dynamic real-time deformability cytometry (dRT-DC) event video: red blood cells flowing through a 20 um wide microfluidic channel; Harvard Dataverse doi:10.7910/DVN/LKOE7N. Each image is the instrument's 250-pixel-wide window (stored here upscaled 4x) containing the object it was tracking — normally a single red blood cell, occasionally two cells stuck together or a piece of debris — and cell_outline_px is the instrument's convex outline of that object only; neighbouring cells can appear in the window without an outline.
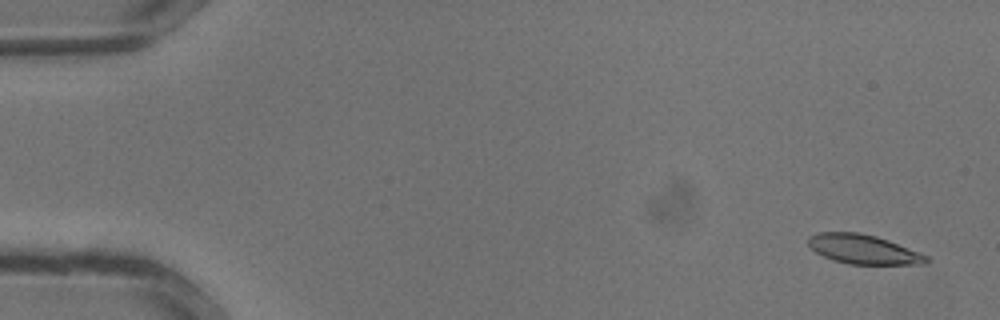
{"species": "common noctule bat (a hibernating species)", "species_latin": "Nyctalus noctula", "temperature_condition": "warm", "stored_images_in_passage": 35, "camera_frame_rate_fps": 3000, "um_per_image_px": 0.085, "animal": {"sex": "male", "body_mass_g": 13.3}, "frame": {"image": 1, "passage_image": 2, "time_ms": 0.333, "image_size_px": [1000, 320], "cell_outline_px": [[928, 260], [924, 264], [848, 264], [832, 260], [816, 252], [808, 244], [808, 236], [816, 232], [860, 232], [876, 236], [888, 240], [920, 252], [928, 256]], "centroid_in_image_um": [73.36, 21.18], "position_along_channel_um": 11.6, "area_um2": 20.23}}
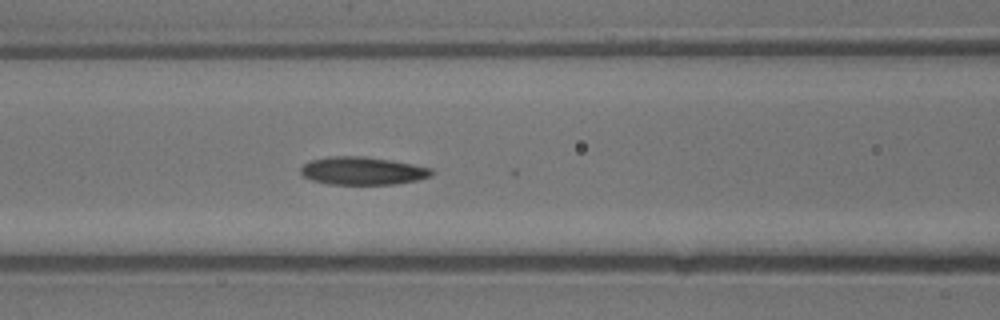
{"frame": {"image": 2, "passage_image": 15, "time_ms": 4.667, "image_size_px": [1000, 320], "cell_outline_px": [[432, 176], [416, 180], [396, 184], [328, 184], [312, 180], [304, 176], [300, 172], [300, 168], [308, 160], [328, 156], [364, 156], [392, 160], [432, 168]], "centroid_in_image_um": [30.79, 14.51], "position_along_channel_um": 135.8, "area_um2": 21.39}}
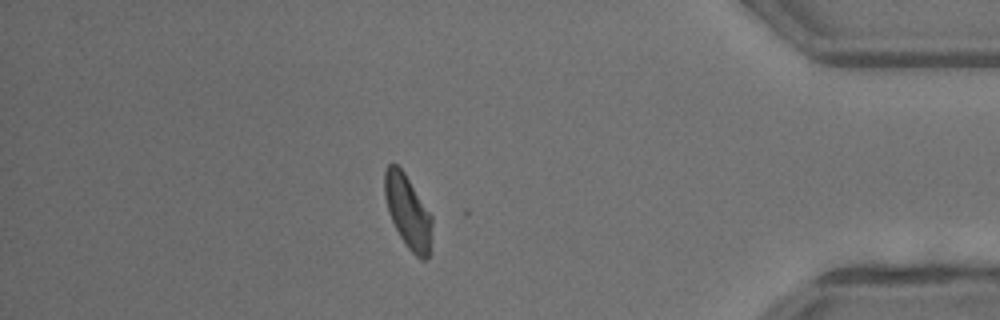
{"frame": {"image": 3, "passage_image": 30, "time_ms": 9.667, "image_size_px": [1000, 320], "cell_outline_px": [[432, 236], [428, 260], [420, 260], [408, 248], [400, 236], [388, 212], [384, 196], [384, 172], [388, 164], [396, 164], [404, 172], [432, 216]], "centroid_in_image_um": [34.68, 18.02], "position_along_channel_um": 400.5, "area_um2": 20.23}}